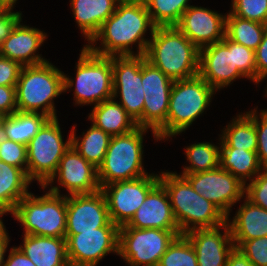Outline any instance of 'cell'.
Instances as JSON below:
<instances>
[{"mask_svg": "<svg viewBox=\"0 0 267 266\" xmlns=\"http://www.w3.org/2000/svg\"><path fill=\"white\" fill-rule=\"evenodd\" d=\"M155 27L143 0H121L85 46L101 56L145 55Z\"/></svg>", "mask_w": 267, "mask_h": 266, "instance_id": "6da1fadb", "label": "cell"}, {"mask_svg": "<svg viewBox=\"0 0 267 266\" xmlns=\"http://www.w3.org/2000/svg\"><path fill=\"white\" fill-rule=\"evenodd\" d=\"M181 235L192 230L215 228L227 222V216L212 202L198 194L189 181L173 171H160Z\"/></svg>", "mask_w": 267, "mask_h": 266, "instance_id": "7a4b0ae2", "label": "cell"}, {"mask_svg": "<svg viewBox=\"0 0 267 266\" xmlns=\"http://www.w3.org/2000/svg\"><path fill=\"white\" fill-rule=\"evenodd\" d=\"M145 58L173 81L199 72V49L176 27H155Z\"/></svg>", "mask_w": 267, "mask_h": 266, "instance_id": "3957f363", "label": "cell"}, {"mask_svg": "<svg viewBox=\"0 0 267 266\" xmlns=\"http://www.w3.org/2000/svg\"><path fill=\"white\" fill-rule=\"evenodd\" d=\"M63 74L50 60L22 66L16 84L17 111L58 118L54 100L65 93Z\"/></svg>", "mask_w": 267, "mask_h": 266, "instance_id": "277c9868", "label": "cell"}, {"mask_svg": "<svg viewBox=\"0 0 267 266\" xmlns=\"http://www.w3.org/2000/svg\"><path fill=\"white\" fill-rule=\"evenodd\" d=\"M216 91L199 75L173 82L166 123L156 132L160 141L172 140L185 133L203 116Z\"/></svg>", "mask_w": 267, "mask_h": 266, "instance_id": "5b68a950", "label": "cell"}, {"mask_svg": "<svg viewBox=\"0 0 267 266\" xmlns=\"http://www.w3.org/2000/svg\"><path fill=\"white\" fill-rule=\"evenodd\" d=\"M80 51L75 77L63 74L64 92L69 93L74 87L72 95L76 107L96 106L113 98L112 56L95 54L85 45Z\"/></svg>", "mask_w": 267, "mask_h": 266, "instance_id": "8992f818", "label": "cell"}, {"mask_svg": "<svg viewBox=\"0 0 267 266\" xmlns=\"http://www.w3.org/2000/svg\"><path fill=\"white\" fill-rule=\"evenodd\" d=\"M39 187L44 192L42 196L30 192L17 203L10 215L23 227L24 234L65 238L67 196Z\"/></svg>", "mask_w": 267, "mask_h": 266, "instance_id": "52a82bcc", "label": "cell"}, {"mask_svg": "<svg viewBox=\"0 0 267 266\" xmlns=\"http://www.w3.org/2000/svg\"><path fill=\"white\" fill-rule=\"evenodd\" d=\"M149 131L152 132L155 142H158L156 133L143 127H137L124 135L111 137L103 163L98 167L100 187L150 174L146 172L143 163L144 135Z\"/></svg>", "mask_w": 267, "mask_h": 266, "instance_id": "ba28073f", "label": "cell"}, {"mask_svg": "<svg viewBox=\"0 0 267 266\" xmlns=\"http://www.w3.org/2000/svg\"><path fill=\"white\" fill-rule=\"evenodd\" d=\"M58 119H49L27 145V176L39 186H44L56 173L71 146V134L64 141Z\"/></svg>", "mask_w": 267, "mask_h": 266, "instance_id": "9c48e42d", "label": "cell"}, {"mask_svg": "<svg viewBox=\"0 0 267 266\" xmlns=\"http://www.w3.org/2000/svg\"><path fill=\"white\" fill-rule=\"evenodd\" d=\"M179 230L138 229L126 224L119 228L118 256L128 266H158L160 258Z\"/></svg>", "mask_w": 267, "mask_h": 266, "instance_id": "30bf717a", "label": "cell"}, {"mask_svg": "<svg viewBox=\"0 0 267 266\" xmlns=\"http://www.w3.org/2000/svg\"><path fill=\"white\" fill-rule=\"evenodd\" d=\"M112 78L113 98L143 127L142 55L112 56Z\"/></svg>", "mask_w": 267, "mask_h": 266, "instance_id": "8fae6325", "label": "cell"}, {"mask_svg": "<svg viewBox=\"0 0 267 266\" xmlns=\"http://www.w3.org/2000/svg\"><path fill=\"white\" fill-rule=\"evenodd\" d=\"M158 183L159 174L152 172L136 179L102 186L100 190L105 196L110 220L119 227L127 224Z\"/></svg>", "mask_w": 267, "mask_h": 266, "instance_id": "7c38bea8", "label": "cell"}, {"mask_svg": "<svg viewBox=\"0 0 267 266\" xmlns=\"http://www.w3.org/2000/svg\"><path fill=\"white\" fill-rule=\"evenodd\" d=\"M120 227H100L65 235L67 258L71 266H97L105 256H118Z\"/></svg>", "mask_w": 267, "mask_h": 266, "instance_id": "4fadbf2b", "label": "cell"}, {"mask_svg": "<svg viewBox=\"0 0 267 266\" xmlns=\"http://www.w3.org/2000/svg\"><path fill=\"white\" fill-rule=\"evenodd\" d=\"M56 182L58 186L55 185ZM44 187L50 192L60 195V188H63L67 190L66 196L91 194L101 189L98 180V169L85 160L72 145L61 158L56 173Z\"/></svg>", "mask_w": 267, "mask_h": 266, "instance_id": "5bb4252c", "label": "cell"}, {"mask_svg": "<svg viewBox=\"0 0 267 266\" xmlns=\"http://www.w3.org/2000/svg\"><path fill=\"white\" fill-rule=\"evenodd\" d=\"M184 176L193 189L215 204L227 217L236 203L245 197V184L227 170L220 167Z\"/></svg>", "mask_w": 267, "mask_h": 266, "instance_id": "9a60e30c", "label": "cell"}, {"mask_svg": "<svg viewBox=\"0 0 267 266\" xmlns=\"http://www.w3.org/2000/svg\"><path fill=\"white\" fill-rule=\"evenodd\" d=\"M216 92L227 88L237 79H248L235 65L234 42L226 36L222 41L199 50V72Z\"/></svg>", "mask_w": 267, "mask_h": 266, "instance_id": "2e32d148", "label": "cell"}, {"mask_svg": "<svg viewBox=\"0 0 267 266\" xmlns=\"http://www.w3.org/2000/svg\"><path fill=\"white\" fill-rule=\"evenodd\" d=\"M100 227H119L110 220L107 202L101 190L67 196L65 235H75L78 231H96Z\"/></svg>", "mask_w": 267, "mask_h": 266, "instance_id": "e0dca14e", "label": "cell"}, {"mask_svg": "<svg viewBox=\"0 0 267 266\" xmlns=\"http://www.w3.org/2000/svg\"><path fill=\"white\" fill-rule=\"evenodd\" d=\"M226 15L209 7L189 6L176 27L200 50L223 40Z\"/></svg>", "mask_w": 267, "mask_h": 266, "instance_id": "ac0fdd59", "label": "cell"}, {"mask_svg": "<svg viewBox=\"0 0 267 266\" xmlns=\"http://www.w3.org/2000/svg\"><path fill=\"white\" fill-rule=\"evenodd\" d=\"M184 235L196 251L198 266H226L235 248L228 222L215 228L192 230Z\"/></svg>", "mask_w": 267, "mask_h": 266, "instance_id": "d6986e66", "label": "cell"}, {"mask_svg": "<svg viewBox=\"0 0 267 266\" xmlns=\"http://www.w3.org/2000/svg\"><path fill=\"white\" fill-rule=\"evenodd\" d=\"M47 39L48 35L44 30L24 25L20 20L6 40L0 44V56L16 61L21 66L46 62L49 59L39 54V49Z\"/></svg>", "mask_w": 267, "mask_h": 266, "instance_id": "ffe728a7", "label": "cell"}, {"mask_svg": "<svg viewBox=\"0 0 267 266\" xmlns=\"http://www.w3.org/2000/svg\"><path fill=\"white\" fill-rule=\"evenodd\" d=\"M128 227L179 230L165 187L159 182L126 224Z\"/></svg>", "mask_w": 267, "mask_h": 266, "instance_id": "44dd1931", "label": "cell"}, {"mask_svg": "<svg viewBox=\"0 0 267 266\" xmlns=\"http://www.w3.org/2000/svg\"><path fill=\"white\" fill-rule=\"evenodd\" d=\"M241 202L233 219L231 214L227 217L235 248L243 241L267 236V210L246 197Z\"/></svg>", "mask_w": 267, "mask_h": 266, "instance_id": "7402d4cb", "label": "cell"}, {"mask_svg": "<svg viewBox=\"0 0 267 266\" xmlns=\"http://www.w3.org/2000/svg\"><path fill=\"white\" fill-rule=\"evenodd\" d=\"M17 246L36 266H70L66 239L23 234Z\"/></svg>", "mask_w": 267, "mask_h": 266, "instance_id": "603a6c76", "label": "cell"}, {"mask_svg": "<svg viewBox=\"0 0 267 266\" xmlns=\"http://www.w3.org/2000/svg\"><path fill=\"white\" fill-rule=\"evenodd\" d=\"M121 0H69L74 20L87 43L115 12Z\"/></svg>", "mask_w": 267, "mask_h": 266, "instance_id": "cb8c5ba5", "label": "cell"}, {"mask_svg": "<svg viewBox=\"0 0 267 266\" xmlns=\"http://www.w3.org/2000/svg\"><path fill=\"white\" fill-rule=\"evenodd\" d=\"M90 112L88 120L111 137L127 134L138 127L137 123L114 98L92 107Z\"/></svg>", "mask_w": 267, "mask_h": 266, "instance_id": "d4e9b609", "label": "cell"}, {"mask_svg": "<svg viewBox=\"0 0 267 266\" xmlns=\"http://www.w3.org/2000/svg\"><path fill=\"white\" fill-rule=\"evenodd\" d=\"M32 183L23 169L0 161V208L11 214L17 203L31 192Z\"/></svg>", "mask_w": 267, "mask_h": 266, "instance_id": "484cf974", "label": "cell"}, {"mask_svg": "<svg viewBox=\"0 0 267 266\" xmlns=\"http://www.w3.org/2000/svg\"><path fill=\"white\" fill-rule=\"evenodd\" d=\"M234 117V118H233ZM228 125L221 129L220 148L257 150V133L254 120L246 113L233 116Z\"/></svg>", "mask_w": 267, "mask_h": 266, "instance_id": "4316f807", "label": "cell"}, {"mask_svg": "<svg viewBox=\"0 0 267 266\" xmlns=\"http://www.w3.org/2000/svg\"><path fill=\"white\" fill-rule=\"evenodd\" d=\"M219 167L233 174L245 185L263 169L256 151L239 148H220Z\"/></svg>", "mask_w": 267, "mask_h": 266, "instance_id": "83f0119b", "label": "cell"}, {"mask_svg": "<svg viewBox=\"0 0 267 266\" xmlns=\"http://www.w3.org/2000/svg\"><path fill=\"white\" fill-rule=\"evenodd\" d=\"M76 124L70 130L72 147L97 169L103 163L111 136L91 124L82 137L76 134Z\"/></svg>", "mask_w": 267, "mask_h": 266, "instance_id": "f1b7e54d", "label": "cell"}, {"mask_svg": "<svg viewBox=\"0 0 267 266\" xmlns=\"http://www.w3.org/2000/svg\"><path fill=\"white\" fill-rule=\"evenodd\" d=\"M50 118L41 113L20 112L8 115L3 121L8 140L28 145Z\"/></svg>", "mask_w": 267, "mask_h": 266, "instance_id": "f546056e", "label": "cell"}, {"mask_svg": "<svg viewBox=\"0 0 267 266\" xmlns=\"http://www.w3.org/2000/svg\"><path fill=\"white\" fill-rule=\"evenodd\" d=\"M219 145L212 142H197L185 146L184 154L189 162L183 166V171L178 174H195L210 171L219 167L220 136Z\"/></svg>", "mask_w": 267, "mask_h": 266, "instance_id": "4dcf8cb0", "label": "cell"}, {"mask_svg": "<svg viewBox=\"0 0 267 266\" xmlns=\"http://www.w3.org/2000/svg\"><path fill=\"white\" fill-rule=\"evenodd\" d=\"M266 27L267 25L263 23L239 18L228 11L225 36L255 51L262 41Z\"/></svg>", "mask_w": 267, "mask_h": 266, "instance_id": "1f68e13d", "label": "cell"}, {"mask_svg": "<svg viewBox=\"0 0 267 266\" xmlns=\"http://www.w3.org/2000/svg\"><path fill=\"white\" fill-rule=\"evenodd\" d=\"M156 27L176 26L192 0H143ZM190 1V2H189ZM190 3V4H189Z\"/></svg>", "mask_w": 267, "mask_h": 266, "instance_id": "d6a6232c", "label": "cell"}, {"mask_svg": "<svg viewBox=\"0 0 267 266\" xmlns=\"http://www.w3.org/2000/svg\"><path fill=\"white\" fill-rule=\"evenodd\" d=\"M158 266H198L196 251L185 235L177 236L160 258Z\"/></svg>", "mask_w": 267, "mask_h": 266, "instance_id": "836d02e7", "label": "cell"}, {"mask_svg": "<svg viewBox=\"0 0 267 266\" xmlns=\"http://www.w3.org/2000/svg\"><path fill=\"white\" fill-rule=\"evenodd\" d=\"M170 95H145L143 128L155 133L166 123Z\"/></svg>", "mask_w": 267, "mask_h": 266, "instance_id": "e575fe53", "label": "cell"}, {"mask_svg": "<svg viewBox=\"0 0 267 266\" xmlns=\"http://www.w3.org/2000/svg\"><path fill=\"white\" fill-rule=\"evenodd\" d=\"M142 85L144 95H170L173 80L148 62L142 55Z\"/></svg>", "mask_w": 267, "mask_h": 266, "instance_id": "d590c367", "label": "cell"}, {"mask_svg": "<svg viewBox=\"0 0 267 266\" xmlns=\"http://www.w3.org/2000/svg\"><path fill=\"white\" fill-rule=\"evenodd\" d=\"M230 12L242 19L267 25V0H231Z\"/></svg>", "mask_w": 267, "mask_h": 266, "instance_id": "8d00e7d4", "label": "cell"}, {"mask_svg": "<svg viewBox=\"0 0 267 266\" xmlns=\"http://www.w3.org/2000/svg\"><path fill=\"white\" fill-rule=\"evenodd\" d=\"M258 106L245 111L255 123L257 133V150L258 160L263 168H267V110L257 111Z\"/></svg>", "mask_w": 267, "mask_h": 266, "instance_id": "74e56055", "label": "cell"}, {"mask_svg": "<svg viewBox=\"0 0 267 266\" xmlns=\"http://www.w3.org/2000/svg\"><path fill=\"white\" fill-rule=\"evenodd\" d=\"M0 161L23 169L27 173V146L12 140L0 145Z\"/></svg>", "mask_w": 267, "mask_h": 266, "instance_id": "f35d334b", "label": "cell"}, {"mask_svg": "<svg viewBox=\"0 0 267 266\" xmlns=\"http://www.w3.org/2000/svg\"><path fill=\"white\" fill-rule=\"evenodd\" d=\"M234 58L237 68L257 86L255 51L234 42Z\"/></svg>", "mask_w": 267, "mask_h": 266, "instance_id": "ab89813d", "label": "cell"}, {"mask_svg": "<svg viewBox=\"0 0 267 266\" xmlns=\"http://www.w3.org/2000/svg\"><path fill=\"white\" fill-rule=\"evenodd\" d=\"M245 197L267 210V168H263L253 180L245 185Z\"/></svg>", "mask_w": 267, "mask_h": 266, "instance_id": "60d3db41", "label": "cell"}, {"mask_svg": "<svg viewBox=\"0 0 267 266\" xmlns=\"http://www.w3.org/2000/svg\"><path fill=\"white\" fill-rule=\"evenodd\" d=\"M254 266H267V236L243 241L238 247Z\"/></svg>", "mask_w": 267, "mask_h": 266, "instance_id": "b9f144b4", "label": "cell"}, {"mask_svg": "<svg viewBox=\"0 0 267 266\" xmlns=\"http://www.w3.org/2000/svg\"><path fill=\"white\" fill-rule=\"evenodd\" d=\"M21 68L18 62L0 56V85L16 87Z\"/></svg>", "mask_w": 267, "mask_h": 266, "instance_id": "7bdbcfd3", "label": "cell"}, {"mask_svg": "<svg viewBox=\"0 0 267 266\" xmlns=\"http://www.w3.org/2000/svg\"><path fill=\"white\" fill-rule=\"evenodd\" d=\"M21 11L0 8V44L10 35L16 24L23 20Z\"/></svg>", "mask_w": 267, "mask_h": 266, "instance_id": "ee69618b", "label": "cell"}, {"mask_svg": "<svg viewBox=\"0 0 267 266\" xmlns=\"http://www.w3.org/2000/svg\"><path fill=\"white\" fill-rule=\"evenodd\" d=\"M255 63L257 70V85L266 80L267 77V27L264 31L262 41L255 50Z\"/></svg>", "mask_w": 267, "mask_h": 266, "instance_id": "f6af8a7d", "label": "cell"}, {"mask_svg": "<svg viewBox=\"0 0 267 266\" xmlns=\"http://www.w3.org/2000/svg\"><path fill=\"white\" fill-rule=\"evenodd\" d=\"M16 111V87L0 85V112L8 116Z\"/></svg>", "mask_w": 267, "mask_h": 266, "instance_id": "bcb514c9", "label": "cell"}, {"mask_svg": "<svg viewBox=\"0 0 267 266\" xmlns=\"http://www.w3.org/2000/svg\"><path fill=\"white\" fill-rule=\"evenodd\" d=\"M3 266H36L16 245L9 250Z\"/></svg>", "mask_w": 267, "mask_h": 266, "instance_id": "7dc6e473", "label": "cell"}, {"mask_svg": "<svg viewBox=\"0 0 267 266\" xmlns=\"http://www.w3.org/2000/svg\"><path fill=\"white\" fill-rule=\"evenodd\" d=\"M226 266H254L237 248L230 253Z\"/></svg>", "mask_w": 267, "mask_h": 266, "instance_id": "c3c4849f", "label": "cell"}, {"mask_svg": "<svg viewBox=\"0 0 267 266\" xmlns=\"http://www.w3.org/2000/svg\"><path fill=\"white\" fill-rule=\"evenodd\" d=\"M4 222H0V266H3V262L5 259V254L8 251L7 248L10 245V237L9 233L6 230V226Z\"/></svg>", "mask_w": 267, "mask_h": 266, "instance_id": "681fc988", "label": "cell"}, {"mask_svg": "<svg viewBox=\"0 0 267 266\" xmlns=\"http://www.w3.org/2000/svg\"><path fill=\"white\" fill-rule=\"evenodd\" d=\"M18 0H2V8L5 9H14Z\"/></svg>", "mask_w": 267, "mask_h": 266, "instance_id": "f907efd6", "label": "cell"}, {"mask_svg": "<svg viewBox=\"0 0 267 266\" xmlns=\"http://www.w3.org/2000/svg\"><path fill=\"white\" fill-rule=\"evenodd\" d=\"M8 140V137L5 133V127L4 125L2 124L0 126V145L4 142V141H7Z\"/></svg>", "mask_w": 267, "mask_h": 266, "instance_id": "816d5d0a", "label": "cell"}, {"mask_svg": "<svg viewBox=\"0 0 267 266\" xmlns=\"http://www.w3.org/2000/svg\"><path fill=\"white\" fill-rule=\"evenodd\" d=\"M6 115L0 112V126L3 124V121L5 119Z\"/></svg>", "mask_w": 267, "mask_h": 266, "instance_id": "f5cc1de1", "label": "cell"}, {"mask_svg": "<svg viewBox=\"0 0 267 266\" xmlns=\"http://www.w3.org/2000/svg\"><path fill=\"white\" fill-rule=\"evenodd\" d=\"M6 215V213L0 208V222H3L2 217Z\"/></svg>", "mask_w": 267, "mask_h": 266, "instance_id": "db71d44e", "label": "cell"}, {"mask_svg": "<svg viewBox=\"0 0 267 266\" xmlns=\"http://www.w3.org/2000/svg\"><path fill=\"white\" fill-rule=\"evenodd\" d=\"M266 79H267V77H266ZM266 82H267V81H266ZM265 88H266V89H264V90H265V92H266V93L264 94V96H265V97H267V85H266V87H265ZM264 110H267V108H266V109H264Z\"/></svg>", "mask_w": 267, "mask_h": 266, "instance_id": "11a10c76", "label": "cell"}, {"mask_svg": "<svg viewBox=\"0 0 267 266\" xmlns=\"http://www.w3.org/2000/svg\"><path fill=\"white\" fill-rule=\"evenodd\" d=\"M0 8H2V0H0Z\"/></svg>", "mask_w": 267, "mask_h": 266, "instance_id": "9f6ffc18", "label": "cell"}]
</instances>
